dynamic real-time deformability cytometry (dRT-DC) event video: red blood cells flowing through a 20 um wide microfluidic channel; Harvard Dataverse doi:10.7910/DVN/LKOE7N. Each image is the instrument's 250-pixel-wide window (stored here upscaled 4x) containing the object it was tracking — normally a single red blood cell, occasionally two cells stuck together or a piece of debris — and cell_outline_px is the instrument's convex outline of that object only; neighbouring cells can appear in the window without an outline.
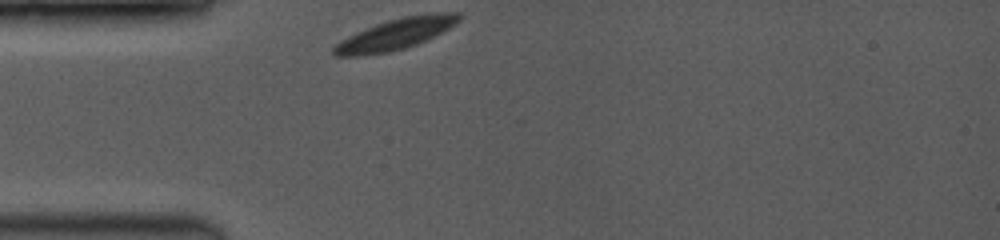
{"species": "common noctule bat (a hibernating species)", "species_latin": "Nyctalus noctula", "temperature_condition": "room temperature", "stored_images_in_passage": 35, "camera_frame_rate_fps": 3500, "um_per_image_px": 0.085, "animal": {"sex": "female", "body_mass_g": 19.0, "forearm_length_mm": 53.3}, "frame": {"image": 1, "passage_image": 1, "time_ms": 0.0, "image_size_px": [1000, 240], "cell_outline_px": [[464, 16], [456, 24], [416, 44], [404, 48], [388, 52], [356, 56], [332, 56], [332, 48], [340, 40], [356, 32], [376, 24], [388, 20], [404, 16], [432, 12], [460, 12]], "centroid_in_image_um": [33.63, 2.88], "position_along_channel_um": 51.4, "area_um2": 22.54}}
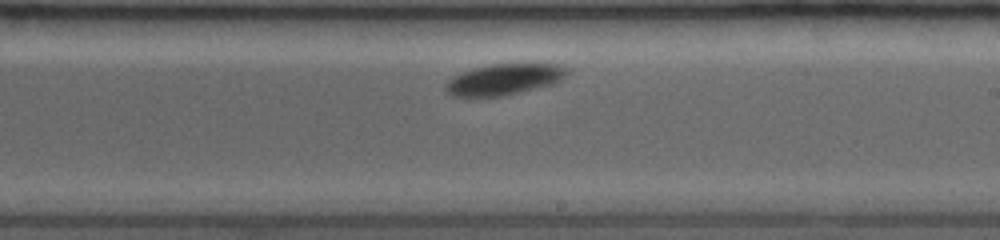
{"frame": {"image": 2, "passage_image": 20, "time_ms": 5.429, "image_size_px": [1000, 240], "cell_outline_px": [[568, 72], [556, 84], [504, 96], [452, 96], [444, 88], [444, 84], [452, 76], [460, 72], [472, 68], [492, 64], [560, 64]], "centroid_in_image_um": [42.82, 6.75], "position_along_channel_um": 246.2, "area_um2": 22.08}}
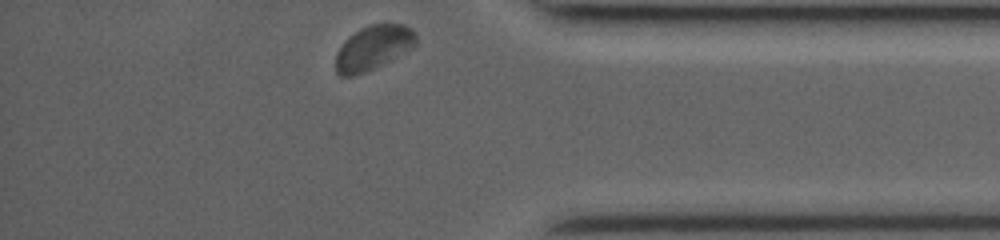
{"frame": {"image": 3, "passage_image": 35, "time_ms": 9.714, "image_size_px": [1000, 240], "cell_outline_px": [[416, 44], [408, 52], [364, 72], [352, 76], [340, 76], [336, 72], [336, 52], [348, 36], [360, 28], [372, 24], [404, 24], [412, 28], [416, 32]], "centroid_in_image_um": [31.74, 4.04], "position_along_channel_um": 403.5, "area_um2": 20.87}, "authors_computed_cell_mechanics": {"area_um2": 21.964, "velocity_mm_per_s": 3.7814, "shape_relaxation_time_tau1_ms": 8.9067, "shape_relaxation_time_tau2_ms": null, "deformation_change_tau1": 0.213, "deformation_change_tau2": null}}